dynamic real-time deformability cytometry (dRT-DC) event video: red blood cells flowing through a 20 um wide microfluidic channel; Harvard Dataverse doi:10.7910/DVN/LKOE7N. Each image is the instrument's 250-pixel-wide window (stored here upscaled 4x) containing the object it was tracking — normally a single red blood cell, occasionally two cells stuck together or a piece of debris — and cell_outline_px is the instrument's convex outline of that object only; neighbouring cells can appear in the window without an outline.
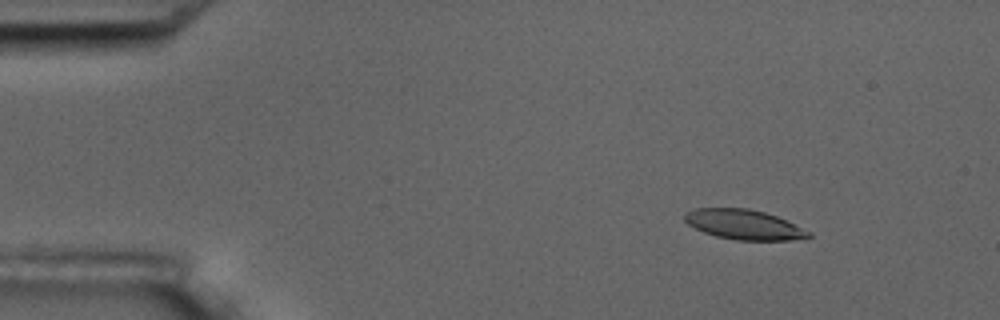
{"species": "common noctule bat (a hibernating species)", "species_latin": "Nyctalus noctula", "temperature_condition": "room temperature", "stored_images_in_passage": 5, "camera_frame_rate_fps": 3000, "um_per_image_px": 0.085, "animal": {"sex": "male", "body_mass_g": 17.5, "forearm_length_mm": 52.3}, "frame": {"image": 1, "passage_image": 3, "time_ms": 2.333, "image_size_px": [1000, 320], "cell_outline_px": [[812, 236], [792, 240], [736, 240], [716, 236], [704, 232], [688, 224], [684, 220], [684, 212], [692, 208], [748, 208], [764, 212], [776, 216], [812, 232]], "centroid_in_image_um": [63.21, 19.08], "position_along_channel_um": 21.8, "area_um2": 21.56}}